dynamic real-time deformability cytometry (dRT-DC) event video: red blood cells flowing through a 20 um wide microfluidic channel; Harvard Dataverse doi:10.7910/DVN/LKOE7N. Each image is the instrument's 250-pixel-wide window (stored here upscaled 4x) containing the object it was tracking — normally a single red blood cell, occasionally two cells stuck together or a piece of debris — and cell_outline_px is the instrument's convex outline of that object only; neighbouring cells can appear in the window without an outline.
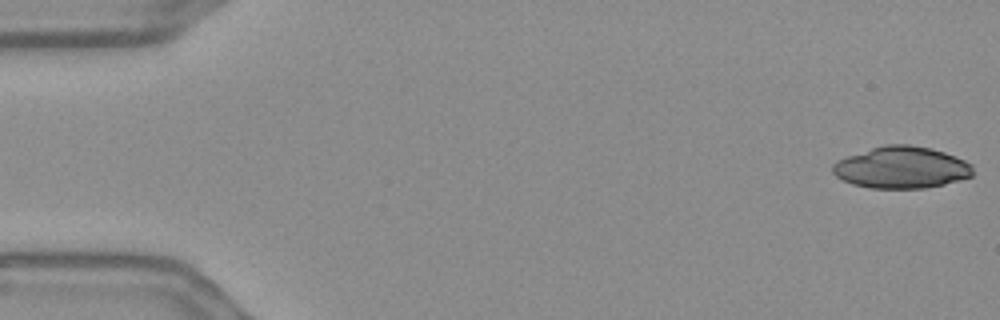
{"species": "Egyptian fruit bat (a non-hibernating species)", "species_latin": "Rousettus aegyptiacus", "temperature_condition": "warm", "stored_images_in_passage": 55, "camera_frame_rate_fps": 3000, "um_per_image_px": 0.085, "frame": {"image": 1, "passage_image": 1, "time_ms": 0.0, "image_size_px": [1000, 320], "cell_outline_px": [[972, 176], [960, 180], [944, 184], [924, 188], [868, 188], [852, 184], [836, 176], [832, 172], [832, 164], [836, 160], [884, 144], [908, 144], [932, 148], [956, 156], [972, 164]], "centroid_in_image_um": [76.62, 14.23], "position_along_channel_um": 8.4, "area_um2": 34.22}}